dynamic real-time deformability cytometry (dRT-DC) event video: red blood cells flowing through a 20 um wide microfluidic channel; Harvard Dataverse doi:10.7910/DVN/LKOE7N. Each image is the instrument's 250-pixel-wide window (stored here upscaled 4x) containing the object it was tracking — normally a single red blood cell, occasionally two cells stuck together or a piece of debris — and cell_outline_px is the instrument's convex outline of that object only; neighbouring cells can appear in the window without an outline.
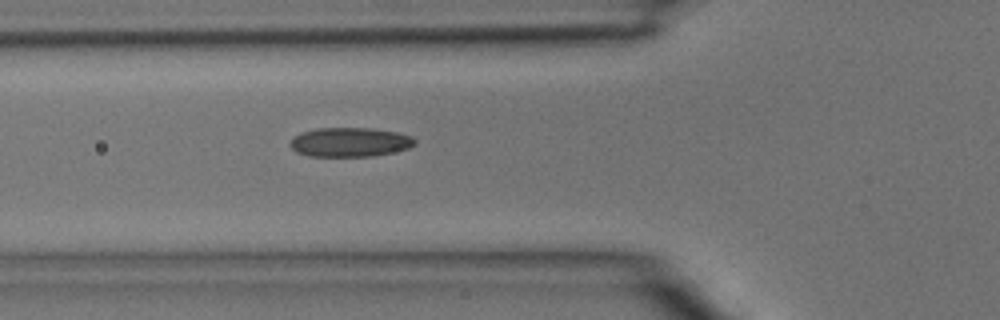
{"species": "common noctule bat (a hibernating species)", "species_latin": "Nyctalus noctula", "temperature_condition": "room temperature", "stored_images_in_passage": 3, "camera_frame_rate_fps": 3000, "um_per_image_px": 0.085, "animal": {"sex": "male", "body_mass_g": 15.6}, "frame": {"image": 1, "passage_image": 3, "time_ms": 0.667, "image_size_px": [1000, 320], "cell_outline_px": [[416, 144], [408, 148], [392, 152], [372, 156], [308, 156], [296, 152], [288, 144], [300, 132], [316, 128], [372, 128], [396, 132], [412, 136], [416, 140]], "centroid_in_image_um": [29.73, 12.08], "position_along_channel_um": 96.1, "area_um2": 21.27}}